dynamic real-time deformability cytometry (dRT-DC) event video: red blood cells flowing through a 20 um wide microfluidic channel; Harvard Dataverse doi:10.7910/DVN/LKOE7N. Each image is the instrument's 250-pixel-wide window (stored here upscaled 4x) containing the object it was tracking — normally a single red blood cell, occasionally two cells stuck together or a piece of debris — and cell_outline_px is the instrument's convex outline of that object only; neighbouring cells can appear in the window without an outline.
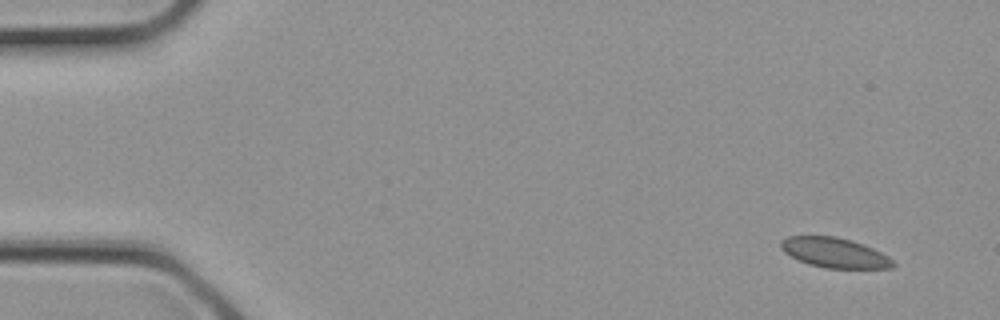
{"species": "common noctule bat (a hibernating species)", "species_latin": "Nyctalus noctula", "temperature_condition": "cold", "stored_images_in_passage": 3, "camera_frame_rate_fps": 3000, "um_per_image_px": 0.085, "animal": {"sex": "female", "body_mass_g": 21.9}, "frame": {"image": 1, "passage_image": 1, "time_ms": 0.0, "image_size_px": [1000, 320], "cell_outline_px": [[896, 264], [892, 268], [824, 268], [808, 264], [784, 252], [780, 248], [780, 240], [788, 236], [836, 236], [852, 240], [872, 248], [888, 256]], "centroid_in_image_um": [70.92, 21.47], "position_along_channel_um": 14.1, "area_um2": 19.54}}